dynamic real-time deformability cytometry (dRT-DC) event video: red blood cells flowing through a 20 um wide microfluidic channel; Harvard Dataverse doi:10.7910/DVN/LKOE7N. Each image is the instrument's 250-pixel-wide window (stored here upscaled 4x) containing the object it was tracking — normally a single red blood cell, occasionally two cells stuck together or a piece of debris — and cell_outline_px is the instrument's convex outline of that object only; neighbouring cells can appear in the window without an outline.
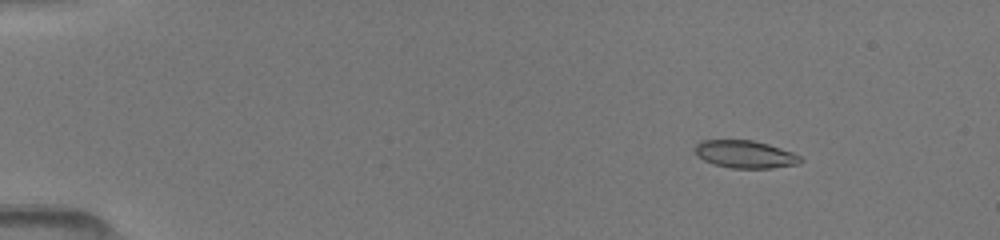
{"species": "common noctule bat (a hibernating species)", "species_latin": "Nyctalus noctula", "temperature_condition": "room temperature", "stored_images_in_passage": 36, "camera_frame_rate_fps": 3000, "um_per_image_px": 0.085, "animal": {"sex": "female", "body_mass_g": 19.5, "forearm_length_mm": 54.1}, "frame": {"image": 1, "passage_image": 3, "time_ms": 2.0, "image_size_px": [1000, 240], "cell_outline_px": [[804, 160], [800, 164], [772, 168], [732, 168], [712, 164], [696, 156], [696, 144], [700, 140], [752, 140], [768, 144], [792, 152], [800, 156]], "centroid_in_image_um": [63.34, 13.12], "position_along_channel_um": 21.7, "area_um2": 17.05}}
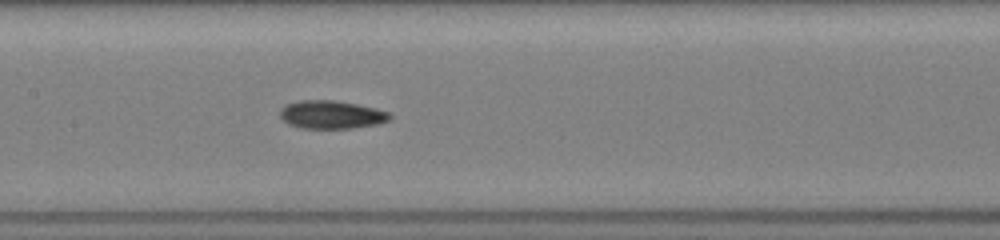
{"frame": {"image": 2, "passage_image": 16, "time_ms": 8.333, "image_size_px": [1000, 240], "cell_outline_px": [[392, 120], [380, 124], [352, 128], [300, 128], [288, 124], [280, 116], [280, 108], [284, 104], [300, 100], [332, 100], [356, 104], [376, 108], [388, 112], [392, 116]], "centroid_in_image_um": [28.18, 9.74], "position_along_channel_um": 179.2, "area_um2": 18.21}}
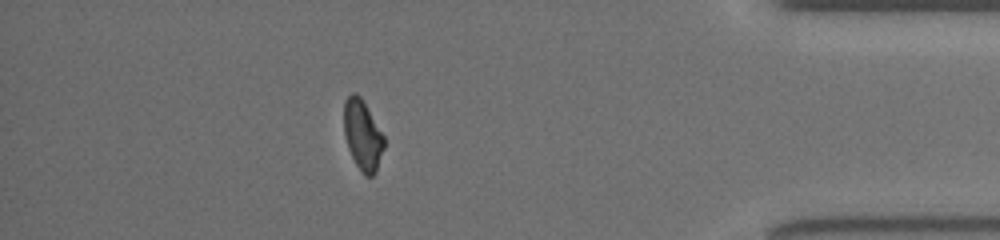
{"frame": {"image": 3, "passage_image": 32, "time_ms": 14.667, "image_size_px": [1000, 240], "cell_outline_px": [[384, 148], [376, 172], [372, 176], [364, 176], [356, 164], [348, 148], [344, 132], [344, 100], [352, 92], [356, 92], [360, 96], [384, 136]], "centroid_in_image_um": [30.82, 11.48], "position_along_channel_um": 404.4, "area_um2": 16.3}}